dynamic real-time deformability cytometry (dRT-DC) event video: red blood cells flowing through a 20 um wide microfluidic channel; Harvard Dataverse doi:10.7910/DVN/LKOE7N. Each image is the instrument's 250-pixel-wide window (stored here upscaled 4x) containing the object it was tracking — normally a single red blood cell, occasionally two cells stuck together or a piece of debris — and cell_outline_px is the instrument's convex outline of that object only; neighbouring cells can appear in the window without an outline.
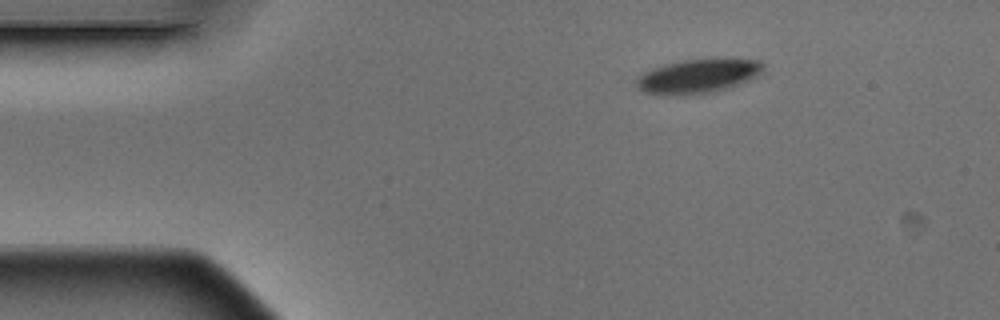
{"species": "Egyptian fruit bat (a non-hibernating species)", "species_latin": "Rousettus aegyptiacus", "temperature_condition": "warm", "stored_images_in_passage": 2, "camera_frame_rate_fps": 3000, "um_per_image_px": 0.085, "animal": {"sex": "male"}, "frame": {"image": 1, "passage_image": 1, "time_ms": 0.0, "image_size_px": [1000, 320], "cell_outline_px": [[764, 72], [760, 76], [728, 88], [712, 92], [644, 92], [636, 88], [636, 80], [644, 72], [652, 68], [664, 64], [684, 60], [760, 60], [764, 64]], "centroid_in_image_um": [59.41, 6.43], "position_along_channel_um": 25.6, "area_um2": 24.04}}